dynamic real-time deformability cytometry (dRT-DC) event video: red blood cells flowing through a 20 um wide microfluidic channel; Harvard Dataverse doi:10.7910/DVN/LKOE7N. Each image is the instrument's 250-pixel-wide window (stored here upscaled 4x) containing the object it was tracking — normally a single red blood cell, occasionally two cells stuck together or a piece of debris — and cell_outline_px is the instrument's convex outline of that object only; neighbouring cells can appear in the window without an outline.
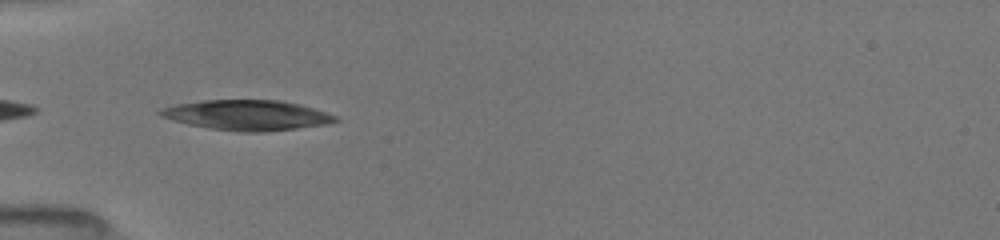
{"species": "common noctule bat (a hibernating species)", "species_latin": "Nyctalus noctula", "temperature_condition": "room temperature", "stored_images_in_passage": 35, "camera_frame_rate_fps": 3000, "um_per_image_px": 0.085, "animal": {"sex": "female", "body_mass_g": 19.5, "forearm_length_mm": 54.1}, "frame": {"image": 1, "passage_image": 2, "time_ms": 0.333, "image_size_px": [1000, 240], "cell_outline_px": [[340, 120], [324, 124], [296, 128], [264, 132], [240, 132], [208, 128], [188, 124], [172, 120], [160, 116], [156, 112], [164, 108], [176, 104], [204, 100], [280, 100], [300, 104], [336, 116]], "centroid_in_image_um": [20.96, 9.79], "position_along_channel_um": 64.0, "area_um2": 30.58}}
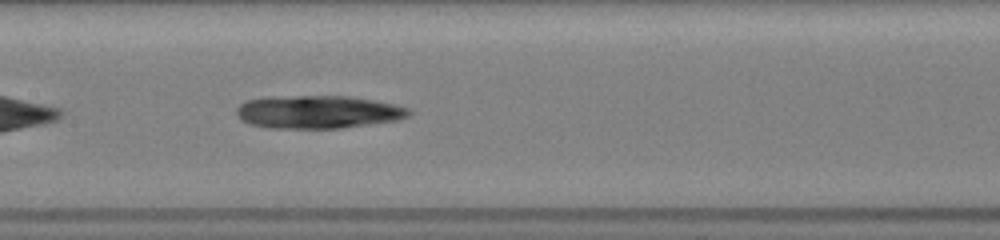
{"frame": {"image": 2, "passage_image": 11, "time_ms": 3.333, "image_size_px": [1000, 240], "cell_outline_px": [[412, 112], [408, 116], [400, 120], [340, 128], [272, 128], [248, 124], [236, 112], [236, 108], [240, 104], [248, 100], [264, 96], [348, 96], [372, 100], [392, 104], [408, 108]], "centroid_in_image_um": [27.02, 9.51], "position_along_channel_um": 180.4, "area_um2": 33.12}}
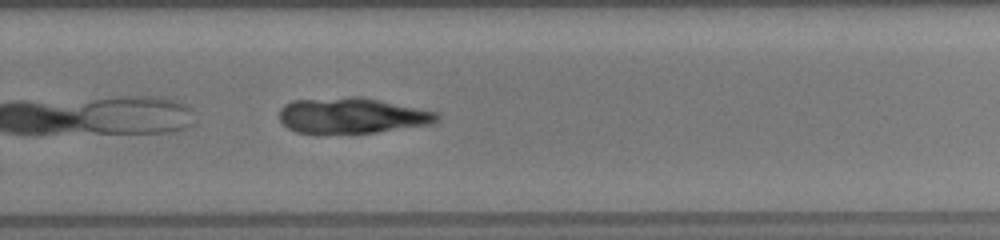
{"frame": {"image": 3, "passage_image": 20, "time_ms": 6.333, "image_size_px": [1000, 240], "cell_outline_px": [[440, 120], [432, 124], [376, 132], [296, 132], [288, 128], [280, 120], [280, 108], [284, 104], [292, 100], [348, 96], [360, 96], [436, 112], [440, 116]], "centroid_in_image_um": [29.91, 9.8], "position_along_channel_um": 299.9, "area_um2": 32.48}}